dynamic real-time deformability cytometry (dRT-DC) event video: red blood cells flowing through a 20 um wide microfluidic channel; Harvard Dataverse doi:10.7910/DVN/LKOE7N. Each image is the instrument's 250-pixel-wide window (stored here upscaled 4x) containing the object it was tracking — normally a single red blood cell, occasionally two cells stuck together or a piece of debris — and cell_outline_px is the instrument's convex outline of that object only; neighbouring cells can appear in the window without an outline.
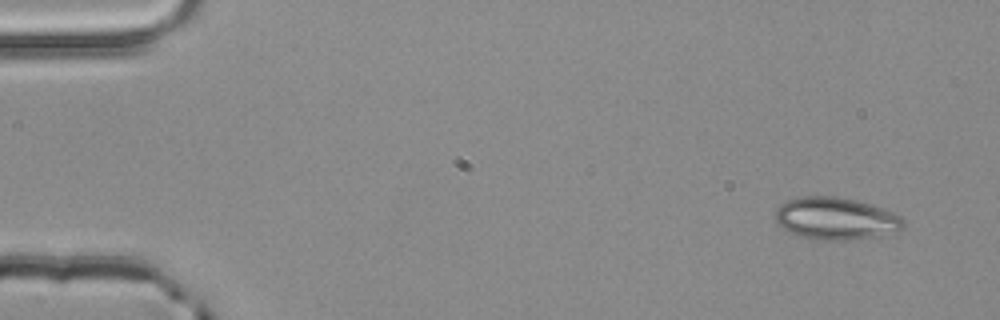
{"species": "common noctule bat (a hibernating species)", "species_latin": "Nyctalus noctula", "temperature_condition": "room temperature", "stored_images_in_passage": 3, "camera_frame_rate_fps": 3000, "um_per_image_px": 0.085, "animal": {"sex": "male", "body_mass_g": 20.4}, "frame": {"image": 1, "passage_image": 1, "time_ms": 0.0, "image_size_px": [1000, 320], "cell_outline_px": [[904, 228], [900, 232], [880, 236], [856, 240], [812, 240], [800, 236], [776, 224], [776, 208], [780, 204], [788, 200], [800, 196], [836, 196], [856, 200], [884, 208], [900, 216], [904, 220]], "centroid_in_image_um": [71.09, 18.59], "position_along_channel_um": 13.9, "area_um2": 32.08}}